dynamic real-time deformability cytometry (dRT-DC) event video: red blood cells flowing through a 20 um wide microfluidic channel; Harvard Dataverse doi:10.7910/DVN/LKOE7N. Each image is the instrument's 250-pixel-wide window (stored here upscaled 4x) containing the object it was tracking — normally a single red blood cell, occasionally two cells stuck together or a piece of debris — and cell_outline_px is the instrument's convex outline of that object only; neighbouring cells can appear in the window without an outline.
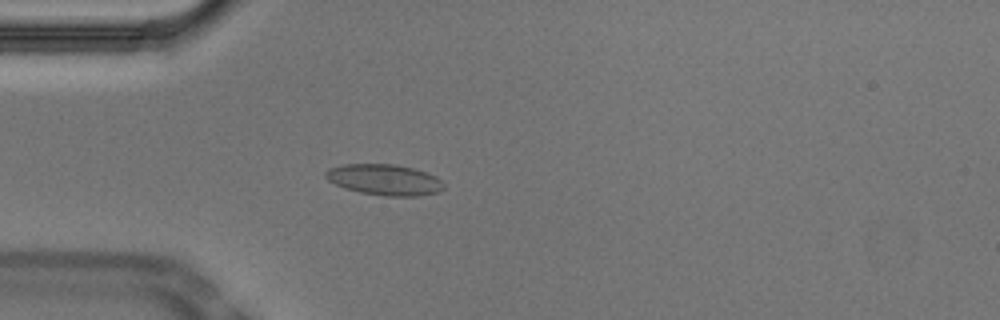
{"species": "Egyptian fruit bat (a non-hibernating species)", "species_latin": "Rousettus aegyptiacus", "temperature_condition": "cold", "stored_images_in_passage": 54, "camera_frame_rate_fps": 3000, "um_per_image_px": 0.085, "animal": {"sex": "male"}, "frame": {"image": 1, "passage_image": 15, "time_ms": 4.667, "image_size_px": [1000, 320], "cell_outline_px": [[444, 188], [440, 192], [416, 196], [384, 196], [360, 192], [344, 188], [328, 180], [324, 176], [324, 172], [328, 168], [344, 164], [396, 164], [412, 168], [436, 176], [444, 184]], "centroid_in_image_um": [32.66, 15.28], "position_along_channel_um": 52.3, "area_um2": 21.33}}
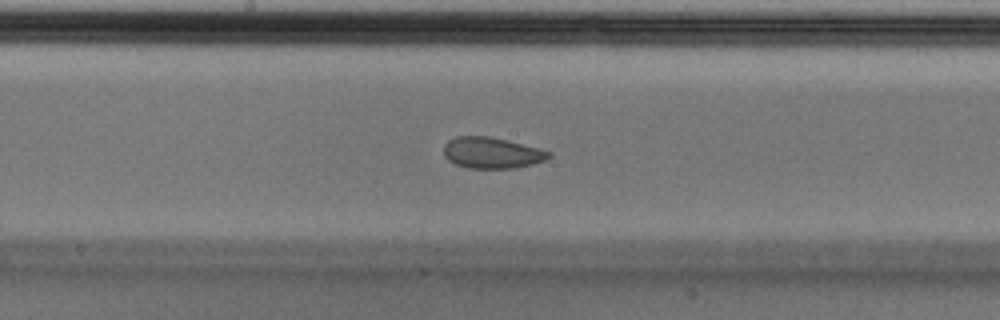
{"frame": {"image": 2, "passage_image": 28, "time_ms": 9.0, "image_size_px": [1000, 320], "cell_outline_px": [[552, 156], [544, 160], [532, 164], [516, 168], [468, 168], [456, 164], [448, 160], [444, 156], [444, 144], [448, 140], [456, 136], [488, 136], [552, 152]], "centroid_in_image_um": [41.76, 13.0], "position_along_channel_um": 206.4, "area_um2": 18.84}}
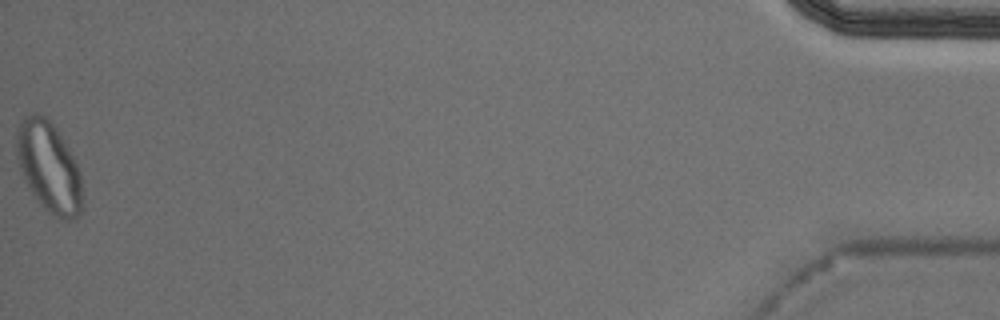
{"frame": {"image": 3, "passage_image": 54, "time_ms": 17.667, "image_size_px": [1000, 320], "cell_outline_px": [[84, 204], [80, 212], [72, 220], [60, 220], [48, 212], [40, 204], [24, 180], [16, 160], [16, 128], [20, 120], [24, 116], [32, 112], [36, 112], [44, 116], [56, 128], [68, 148], [80, 172]], "centroid_in_image_um": [4.14, 14.2], "position_along_channel_um": 431.1, "area_um2": 35.08}, "authors_computed_cell_mechanics": {"area_um2": 20.4612, "velocity_mm_per_s": 3.7182, "shape_relaxation_time_tau1_ms": null, "shape_relaxation_time_tau2_ms": 1.2724, "deformation_change_tau1": null, "deformation_change_tau2": 0.0555}}